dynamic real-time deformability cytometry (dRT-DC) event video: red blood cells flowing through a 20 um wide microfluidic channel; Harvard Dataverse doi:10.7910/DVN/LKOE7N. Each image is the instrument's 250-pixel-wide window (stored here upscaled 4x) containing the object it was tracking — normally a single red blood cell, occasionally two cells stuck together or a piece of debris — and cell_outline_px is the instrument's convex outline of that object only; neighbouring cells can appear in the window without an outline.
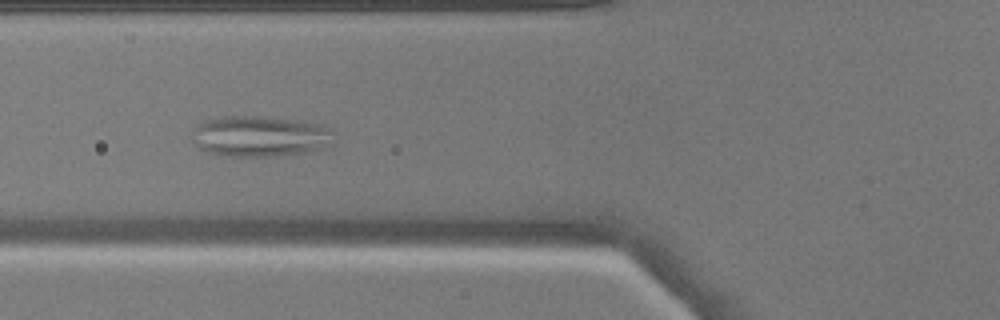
{"species": "common noctule bat (a hibernating species)", "species_latin": "Nyctalus noctula", "temperature_condition": "warm", "stored_images_in_passage": 41, "camera_frame_rate_fps": 3000, "um_per_image_px": 0.085, "animal": {"sex": "male", "body_mass_g": 17.9}, "frame": {"image": 1, "passage_image": 10, "time_ms": 3.0, "image_size_px": [1000, 320], "cell_outline_px": [[336, 132], [320, 148], [304, 152], [276, 156], [228, 156], [204, 152], [192, 140], [192, 132], [204, 120], [224, 116], [260, 116], [296, 120], [324, 124], [332, 128]], "centroid_in_image_um": [22.06, 11.57], "position_along_channel_um": 103.7, "area_um2": 33.58}}
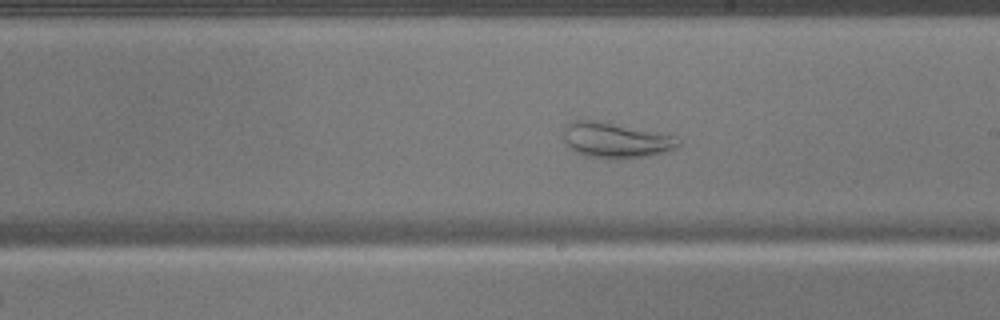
{"frame": {"image": 2, "passage_image": 20, "time_ms": 6.333, "image_size_px": [1000, 320], "cell_outline_px": [[680, 144], [676, 148], [668, 152], [648, 156], [584, 156], [576, 152], [564, 144], [564, 124], [572, 120], [596, 120], [656, 132], [672, 136], [680, 140]], "centroid_in_image_um": [52.29, 11.88], "position_along_channel_um": 236.7, "area_um2": 23.06}}
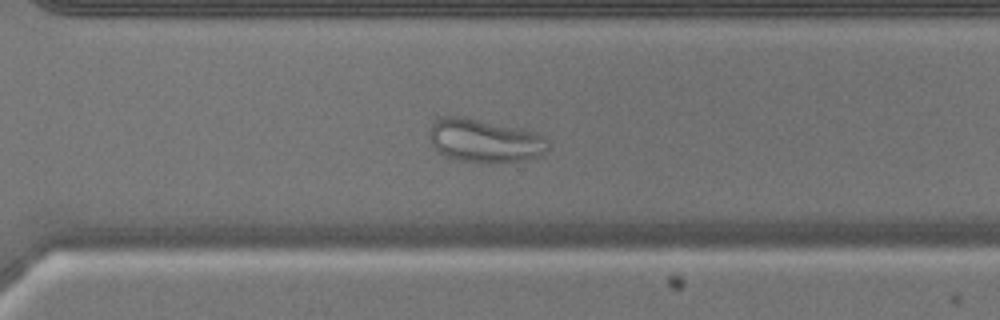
{"frame": {"image": 3, "passage_image": 27, "time_ms": 8.667, "image_size_px": [1000, 320], "cell_outline_px": [[548, 148], [540, 156], [524, 160], [460, 160], [444, 156], [432, 144], [428, 136], [428, 132], [432, 124], [440, 116], [460, 116], [528, 128], [536, 132], [548, 140]], "centroid_in_image_um": [41.2, 11.89], "position_along_channel_um": 329.4, "area_um2": 29.71}}